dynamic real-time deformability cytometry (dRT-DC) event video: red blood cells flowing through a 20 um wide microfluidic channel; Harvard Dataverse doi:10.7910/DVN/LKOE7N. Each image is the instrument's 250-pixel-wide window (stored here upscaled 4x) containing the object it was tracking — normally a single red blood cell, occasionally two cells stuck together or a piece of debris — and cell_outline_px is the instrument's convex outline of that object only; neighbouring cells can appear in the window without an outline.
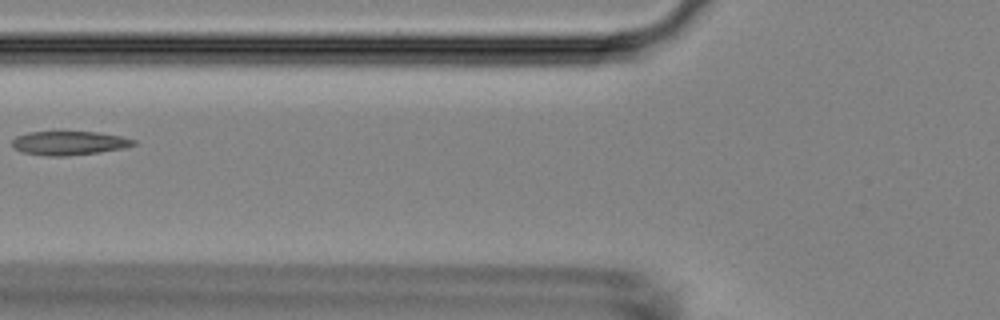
{"species": "Egyptian fruit bat (a non-hibernating species)", "species_latin": "Rousettus aegyptiacus", "temperature_condition": "room temperature", "stored_images_in_passage": 4, "camera_frame_rate_fps": 3000, "um_per_image_px": 0.085, "animal": {"sex": "female"}, "frame": {"image": 1, "passage_image": 2, "time_ms": 0.333, "image_size_px": [1000, 320], "cell_outline_px": [[136, 144], [124, 148], [100, 152], [68, 156], [44, 156], [20, 152], [12, 148], [12, 140], [16, 136], [28, 132], [100, 132], [120, 136], [136, 140]], "centroid_in_image_um": [5.84, 12.17], "position_along_channel_um": 120.0, "area_um2": 17.11}}
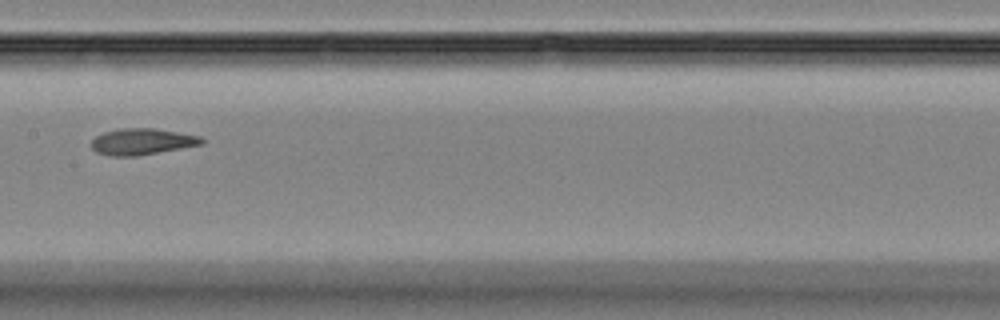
{"frame": {"image": 2, "passage_image": 4, "time_ms": 1.0, "image_size_px": [1000, 320], "cell_outline_px": [[204, 144], [136, 156], [108, 156], [96, 152], [92, 148], [92, 140], [96, 136], [104, 132], [120, 128], [152, 128], [200, 136], [204, 140]], "centroid_in_image_um": [12.05, 12.04], "position_along_channel_um": 195.3, "area_um2": 16.82}}